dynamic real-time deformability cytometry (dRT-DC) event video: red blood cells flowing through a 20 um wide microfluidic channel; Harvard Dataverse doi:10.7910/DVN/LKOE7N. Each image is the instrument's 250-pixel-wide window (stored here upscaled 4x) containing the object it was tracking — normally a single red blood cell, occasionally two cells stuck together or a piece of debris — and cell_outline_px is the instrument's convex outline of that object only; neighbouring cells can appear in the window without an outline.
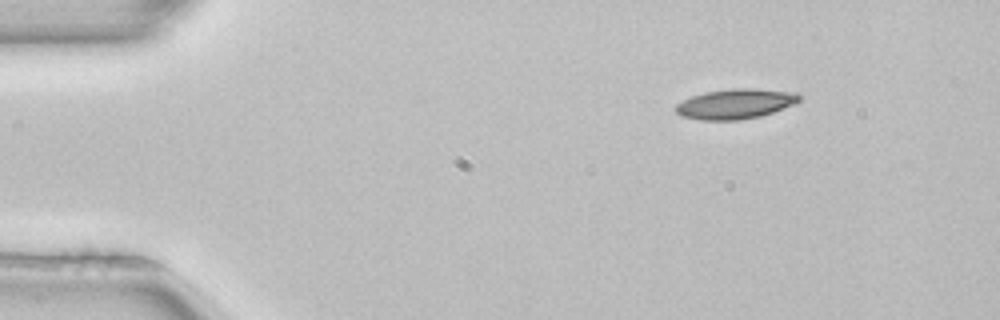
{"species": "common noctule bat (a hibernating species)", "species_latin": "Nyctalus noctula", "temperature_condition": "room temperature", "stored_images_in_passage": 4, "camera_frame_rate_fps": 3000, "um_per_image_px": 0.085, "animal": {"sex": "female", "body_mass_g": 22.7, "forearm_length_mm": 54.2}, "frame": {"image": 1, "passage_image": 1, "time_ms": 0.0, "image_size_px": [1000, 320], "cell_outline_px": [[800, 100], [796, 104], [760, 116], [740, 120], [700, 120], [680, 116], [672, 108], [676, 104], [692, 96], [704, 92], [732, 88], [752, 88], [796, 92], [800, 96]], "centroid_in_image_um": [62.49, 8.83], "position_along_channel_um": 22.5, "area_um2": 21.79}}
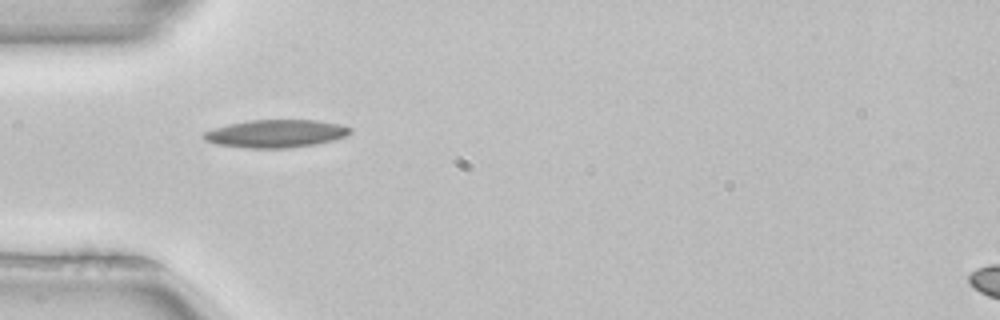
{"frame": {"image": 2, "passage_image": 3, "time_ms": 0.667, "image_size_px": [1000, 320], "cell_outline_px": [[352, 132], [344, 136], [332, 140], [316, 144], [288, 148], [244, 148], [216, 144], [204, 140], [200, 136], [204, 132], [228, 124], [248, 120], [316, 120], [336, 124], [352, 128]], "centroid_in_image_um": [23.4, 11.36], "position_along_channel_um": 61.6, "area_um2": 23.7}}